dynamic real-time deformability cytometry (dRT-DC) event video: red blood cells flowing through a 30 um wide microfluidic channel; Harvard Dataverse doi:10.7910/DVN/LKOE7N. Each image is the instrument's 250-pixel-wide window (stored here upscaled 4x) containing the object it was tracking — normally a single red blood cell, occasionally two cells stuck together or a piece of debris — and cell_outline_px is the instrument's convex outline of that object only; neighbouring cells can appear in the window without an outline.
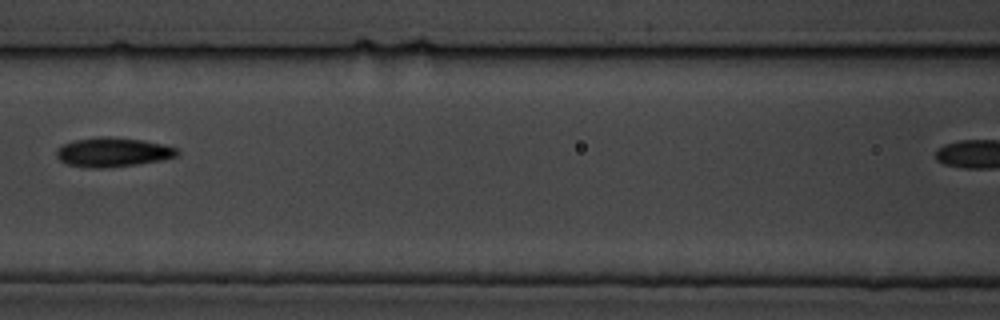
{"species": "common noctule bat (a hibernating species)", "species_latin": "Nyctalus noctula", "temperature_condition": "cold", "stored_images_in_passage": 7, "segment_of_instrument_passage": [1, 2], "camera_frame_rate_fps": 3000, "um_per_image_px": 0.085, "animal": {"sex": "male", "body_mass_g": 19.5, "forearm_length_mm": 54.6}, "frame": {"image": 1, "passage_image": 3, "time_ms": 2.667, "image_size_px": [1000, 320], "cell_outline_px": [[180, 152], [176, 156], [160, 160], [136, 164], [108, 168], [84, 168], [68, 164], [60, 160], [56, 156], [56, 148], [72, 140], [100, 136], [108, 136], [144, 140], [164, 144], [180, 148]], "centroid_in_image_um": [9.59, 12.93], "position_along_channel_um": 157.0, "area_um2": 20.92}}
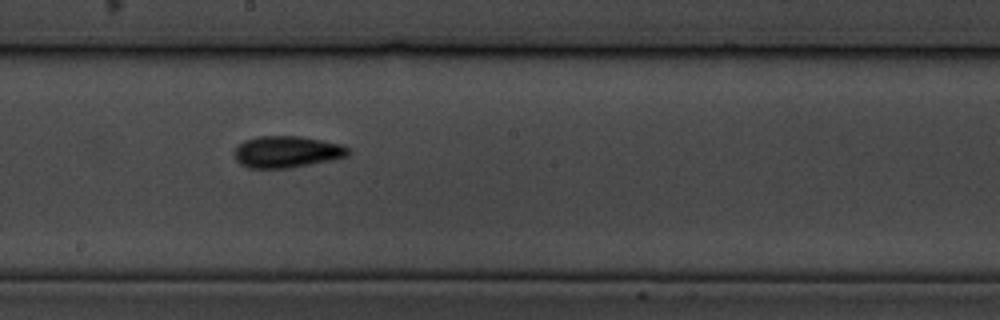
{"frame": {"image": 2, "passage_image": 5, "time_ms": 4.667, "image_size_px": [1000, 320], "cell_outline_px": [[352, 152], [348, 156], [332, 160], [288, 168], [248, 168], [240, 164], [236, 160], [232, 152], [244, 140], [256, 136], [300, 136], [324, 140], [344, 144]], "centroid_in_image_um": [24.4, 12.9], "position_along_channel_um": 223.8, "area_um2": 21.33}}
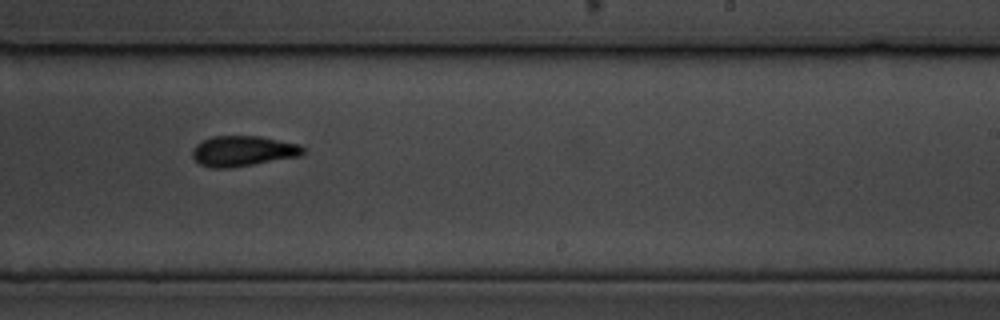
{"frame": {"image": 3, "passage_image": 6, "time_ms": 6.0, "image_size_px": [1000, 320], "cell_outline_px": [[304, 152], [300, 156], [232, 168], [212, 168], [200, 164], [192, 156], [192, 148], [200, 140], [212, 136], [260, 136], [300, 144], [304, 148]], "centroid_in_image_um": [20.63, 12.83], "position_along_channel_um": 268.4, "area_um2": 19.83}}